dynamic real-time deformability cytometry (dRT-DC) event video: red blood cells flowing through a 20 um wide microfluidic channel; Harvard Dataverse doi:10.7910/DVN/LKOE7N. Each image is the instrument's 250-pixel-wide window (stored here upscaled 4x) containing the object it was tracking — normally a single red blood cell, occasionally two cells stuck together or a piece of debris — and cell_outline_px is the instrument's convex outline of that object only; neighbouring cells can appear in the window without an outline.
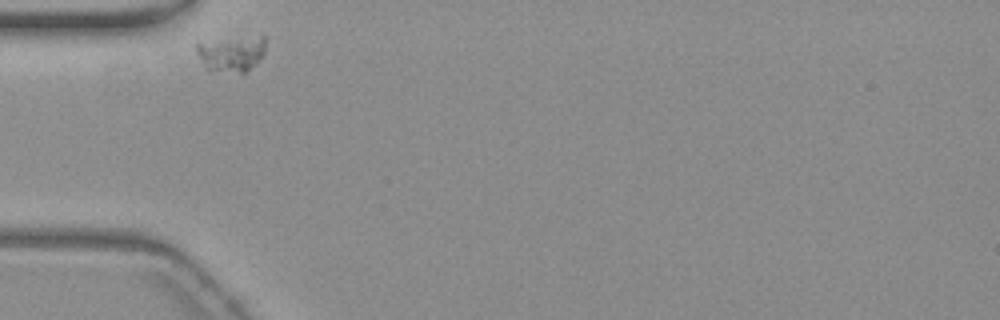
{"species": "common noctule bat (a hibernating species)", "species_latin": "Nyctalus noctula", "temperature_condition": "warm", "stored_images_in_passage": 31, "camera_frame_rate_fps": 3000, "um_per_image_px": 0.085, "animal": {"sex": "female", "body_mass_g": 19.3, "forearm_length_mm": 54.1}, "frame": {"image": 1, "passage_image": 1, "time_ms": 0.0, "image_size_px": [1000, 320], "cell_outline_px": [[264, 52], [260, 60], [244, 76], [204, 68], [196, 52], [196, 40], [260, 36], [264, 36]], "centroid_in_image_um": [19.62, 4.58], "position_along_channel_um": 65.4, "area_um2": 15.14}}
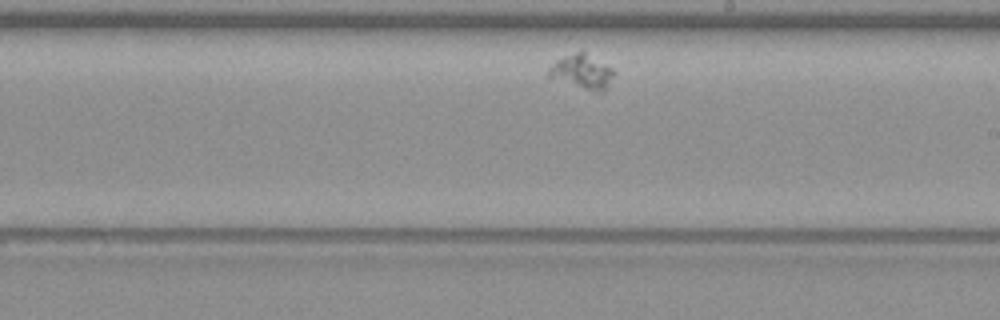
{"frame": {"image": 2, "passage_image": 18, "time_ms": 5.667, "image_size_px": [1000, 320], "cell_outline_px": [[616, 72], [604, 92], [600, 92], [584, 88], [544, 76], [548, 68], [556, 60], [564, 56], [576, 52], [584, 52], [612, 68]], "centroid_in_image_um": [49.45, 6.1], "position_along_channel_um": 239.6, "area_um2": 12.89}}
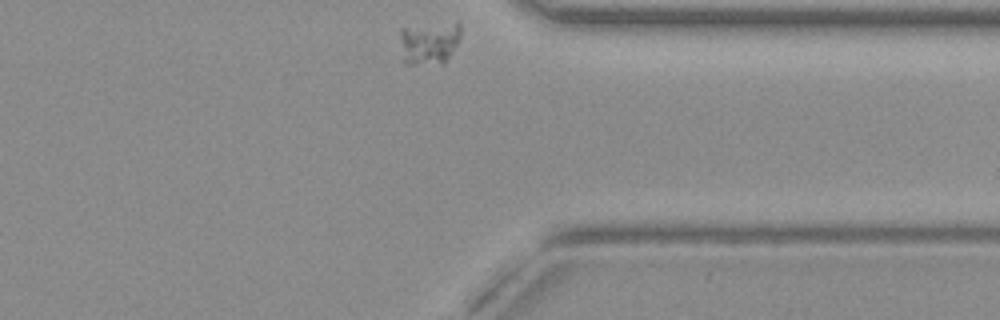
{"frame": {"image": 3, "passage_image": 31, "time_ms": 10.0, "image_size_px": [1000, 320], "cell_outline_px": [[460, 36], [452, 52], [444, 64], [404, 64], [400, 36], [400, 28], [456, 20], [460, 20]], "centroid_in_image_um": [36.51, 3.61], "position_along_channel_um": 374.9, "area_um2": 15.55}}